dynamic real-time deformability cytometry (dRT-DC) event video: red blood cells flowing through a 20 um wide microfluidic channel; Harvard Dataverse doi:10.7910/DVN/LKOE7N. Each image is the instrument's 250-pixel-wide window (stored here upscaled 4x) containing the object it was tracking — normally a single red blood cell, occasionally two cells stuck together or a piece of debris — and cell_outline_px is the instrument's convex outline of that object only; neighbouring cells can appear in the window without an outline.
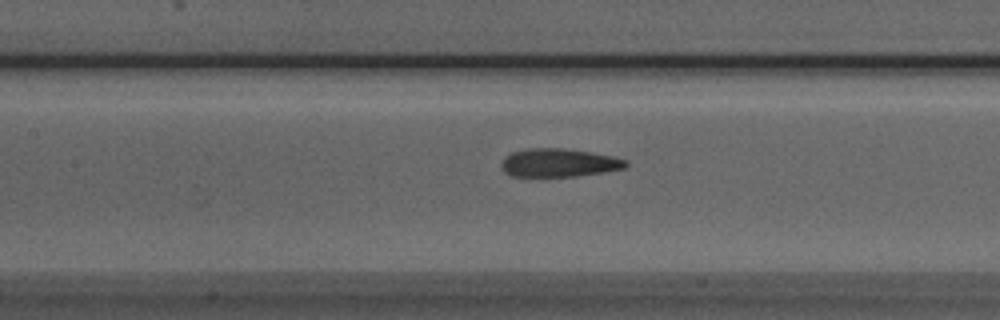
{"species": "Egyptian fruit bat (a non-hibernating species)", "species_latin": "Rousettus aegyptiacus", "temperature_condition": "room temperature", "stored_images_in_passage": 38, "camera_frame_rate_fps": 3000, "um_per_image_px": 0.085, "animal": {"sex": "male"}, "frame": {"image": 1, "passage_image": 10, "time_ms": 3.0, "image_size_px": [1000, 320], "cell_outline_px": [[628, 164], [624, 168], [604, 172], [576, 176], [512, 176], [504, 172], [500, 168], [500, 164], [504, 156], [512, 152], [528, 148], [560, 148], [588, 152], [612, 156], [628, 160]], "centroid_in_image_um": [47.46, 13.83], "position_along_channel_um": 159.9, "area_um2": 20.52}}
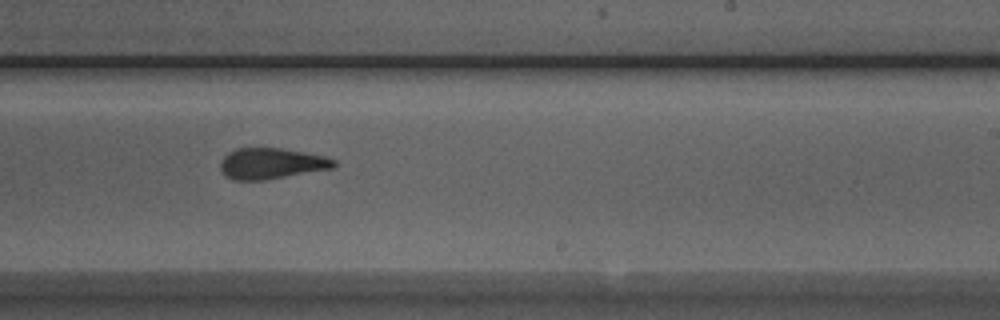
{"frame": {"image": 2, "passage_image": 18, "time_ms": 5.667, "image_size_px": [1000, 320], "cell_outline_px": [[336, 164], [332, 168], [264, 180], [232, 180], [224, 176], [220, 168], [220, 160], [228, 152], [236, 148], [280, 148], [304, 152], [324, 156], [336, 160]], "centroid_in_image_um": [23.01, 13.9], "position_along_channel_um": 266.0, "area_um2": 20.46}}
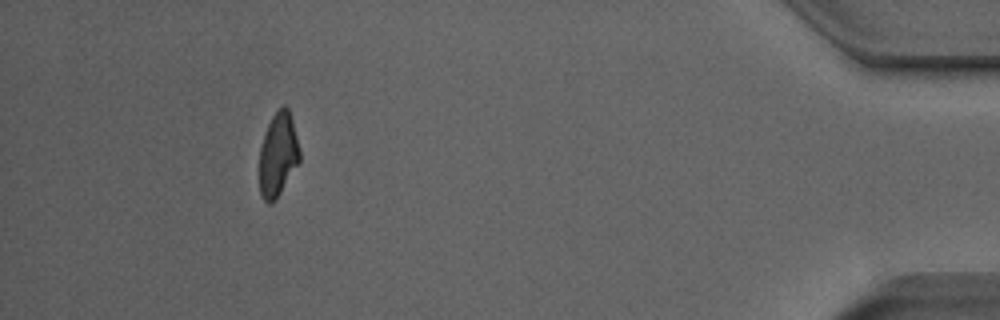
{"frame": {"image": 3, "passage_image": 34, "time_ms": 11.0, "image_size_px": [1000, 320], "cell_outline_px": [[300, 160], [276, 200], [272, 204], [268, 204], [264, 200], [260, 192], [260, 148], [268, 124], [272, 116], [284, 104], [288, 108], [292, 120], [300, 148]], "centroid_in_image_um": [23.64, 13.16], "position_along_channel_um": 411.6, "area_um2": 19.48}, "authors_computed_cell_mechanics": {"area_um2": 20.9236, "velocity_mm_per_s": 3.9944, "shape_relaxation_time_tau1_ms": null, "shape_relaxation_time_tau2_ms": 1.4835, "deformation_change_tau1": null, "deformation_change_tau2": 0.0921}}